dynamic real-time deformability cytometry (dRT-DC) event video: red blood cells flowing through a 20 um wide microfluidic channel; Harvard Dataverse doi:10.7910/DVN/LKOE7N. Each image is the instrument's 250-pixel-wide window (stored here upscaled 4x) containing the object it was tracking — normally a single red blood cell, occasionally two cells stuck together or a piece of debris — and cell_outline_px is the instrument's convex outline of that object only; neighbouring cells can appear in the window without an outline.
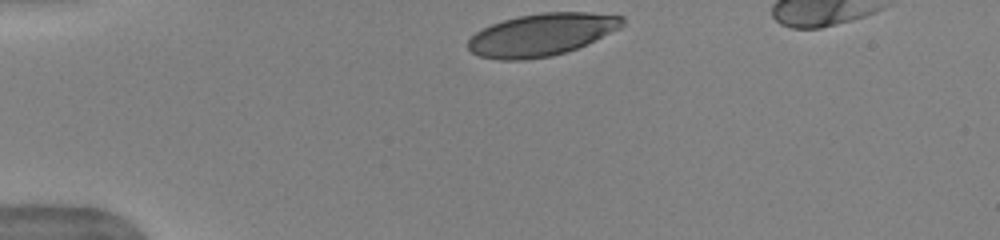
{"species": "human", "species_latin": "Homo sapiens", "temperature_condition": "warm", "stored_images_in_passage": 33, "camera_frame_rate_fps": 3000, "um_per_image_px": 0.085, "donor": {"sex": "female"}, "frame": {"image": 1, "passage_image": 1, "time_ms": 0.0, "image_size_px": [1000, 240], "cell_outline_px": [[624, 24], [620, 28], [576, 48], [552, 56], [524, 60], [500, 60], [480, 56], [472, 52], [468, 48], [468, 40], [476, 32], [492, 24], [504, 20], [520, 16], [544, 12], [588, 12], [624, 16]], "centroid_in_image_um": [46.03, 2.94], "position_along_channel_um": 39.0, "area_um2": 37.74}}
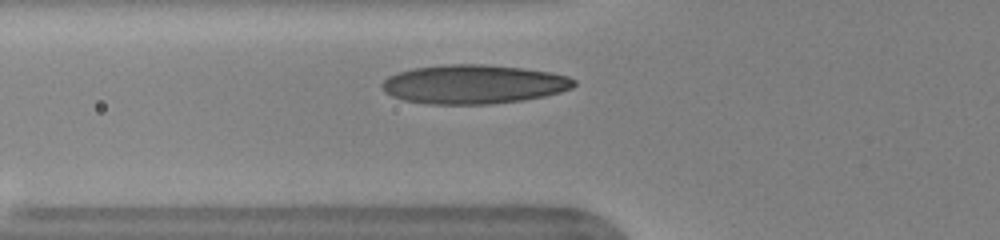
{"frame": {"image": 2, "passage_image": 8, "time_ms": 2.333, "image_size_px": [1000, 240], "cell_outline_px": [[576, 84], [572, 88], [560, 92], [544, 96], [524, 100], [492, 104], [424, 104], [404, 100], [392, 96], [384, 92], [380, 84], [388, 76], [412, 68], [440, 64], [484, 64], [524, 68], [548, 72], [568, 76], [576, 80]], "centroid_in_image_um": [40.24, 7.16], "position_along_channel_um": 85.6, "area_um2": 43.99}}
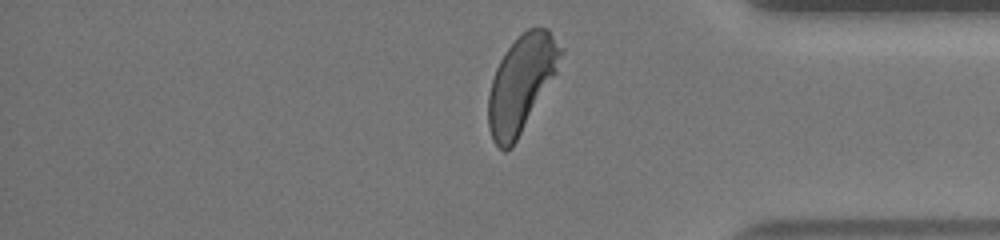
{"frame": {"image": 3, "passage_image": 32, "time_ms": 10.333, "image_size_px": [1000, 240], "cell_outline_px": [[564, 52], [556, 72], [512, 148], [504, 152], [492, 140], [488, 128], [488, 96], [492, 80], [496, 68], [504, 52], [528, 28], [548, 28], [564, 48]], "centroid_in_image_um": [44.31, 7.11], "position_along_channel_um": 390.9, "area_um2": 40.23}, "authors_computed_cell_mechanics": {"area_um2": 41.2692, "velocity_mm_per_s": 3.9605, "shape_relaxation_time_tau1_ms": 2.8412, "shape_relaxation_time_tau2_ms": null, "deformation_change_tau1": 0.1557, "deformation_change_tau2": null}}